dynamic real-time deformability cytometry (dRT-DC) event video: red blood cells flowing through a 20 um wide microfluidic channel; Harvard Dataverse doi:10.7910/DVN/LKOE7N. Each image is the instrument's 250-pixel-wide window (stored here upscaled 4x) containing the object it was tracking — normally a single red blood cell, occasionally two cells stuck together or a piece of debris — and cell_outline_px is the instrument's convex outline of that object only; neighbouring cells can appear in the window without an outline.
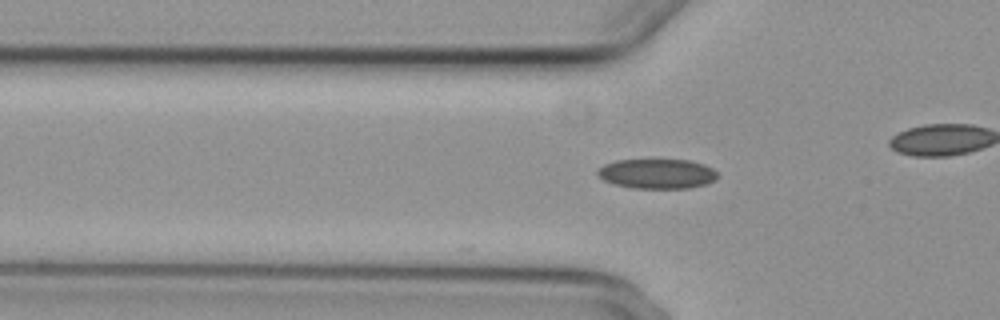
{"species": "common noctule bat (a hibernating species)", "species_latin": "Nyctalus noctula", "temperature_condition": "cold", "stored_images_in_passage": 9, "camera_frame_rate_fps": 3000, "um_per_image_px": 0.085, "animal": {"sex": "female", "body_mass_g": 29.2, "forearm_length_mm": 56.3}, "frame": {"image": 1, "passage_image": 2, "time_ms": 0.333, "image_size_px": [1000, 320], "cell_outline_px": [[716, 180], [708, 184], [688, 188], [632, 188], [616, 184], [604, 180], [596, 172], [596, 168], [604, 164], [616, 160], [688, 160], [704, 164], [712, 168], [716, 172]], "centroid_in_image_um": [55.85, 14.76], "position_along_channel_um": 70.0, "area_um2": 20.81}}
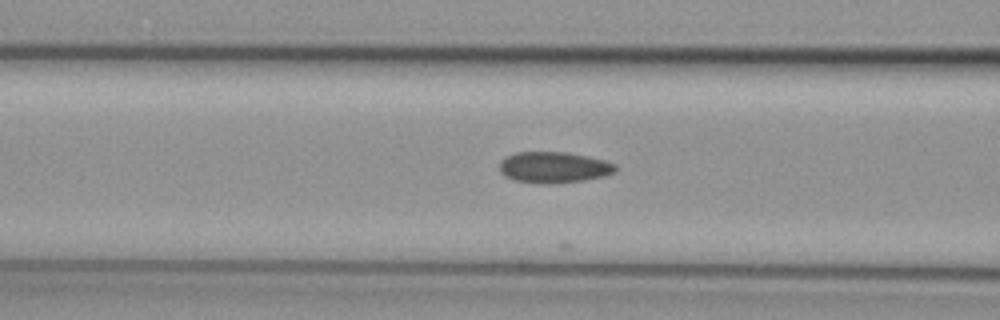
{"frame": {"image": 2, "passage_image": 6, "time_ms": 1.667, "image_size_px": [1000, 320], "cell_outline_px": [[616, 172], [604, 176], [584, 180], [548, 184], [540, 184], [516, 180], [504, 176], [500, 172], [500, 160], [516, 152], [568, 152], [588, 156], [604, 160], [616, 164]], "centroid_in_image_um": [47.08, 14.22], "position_along_channel_um": 119.5, "area_um2": 21.1}}